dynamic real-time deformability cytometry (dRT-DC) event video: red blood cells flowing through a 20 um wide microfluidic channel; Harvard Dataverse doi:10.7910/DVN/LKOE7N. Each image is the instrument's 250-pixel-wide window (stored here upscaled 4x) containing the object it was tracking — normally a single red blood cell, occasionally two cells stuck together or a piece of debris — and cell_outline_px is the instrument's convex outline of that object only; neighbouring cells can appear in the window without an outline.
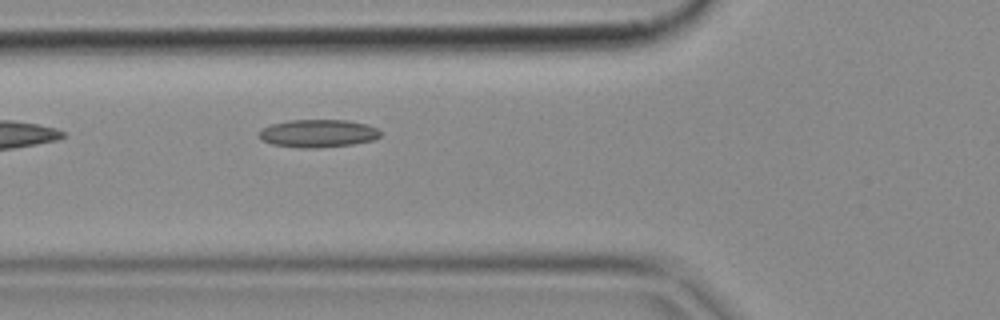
{"species": "common noctule bat (a hibernating species)", "species_latin": "Nyctalus noctula", "temperature_condition": "cold", "stored_images_in_passage": 5, "camera_frame_rate_fps": 3000, "um_per_image_px": 0.085, "animal": {"sex": "female", "body_mass_g": 18.4}, "frame": {"image": 1, "passage_image": 5, "time_ms": 1.333, "image_size_px": [1000, 320], "cell_outline_px": [[380, 136], [372, 140], [352, 144], [316, 148], [300, 148], [272, 144], [260, 140], [260, 132], [264, 128], [272, 124], [288, 120], [348, 120], [368, 124], [376, 128], [380, 132]], "centroid_in_image_um": [27.03, 11.34], "position_along_channel_um": 98.8, "area_um2": 19.59}}